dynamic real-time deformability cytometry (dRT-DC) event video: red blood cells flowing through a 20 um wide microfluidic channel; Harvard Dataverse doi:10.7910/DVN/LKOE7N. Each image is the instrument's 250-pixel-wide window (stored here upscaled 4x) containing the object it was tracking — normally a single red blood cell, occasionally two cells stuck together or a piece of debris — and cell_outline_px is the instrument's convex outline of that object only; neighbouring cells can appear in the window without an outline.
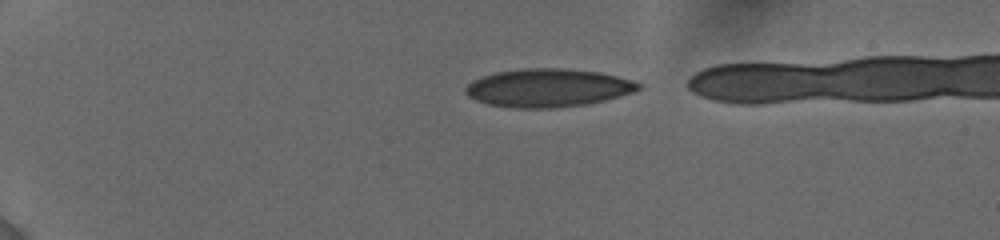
{"species": "human", "species_latin": "Homo sapiens", "temperature_condition": "cold", "stored_images_in_passage": 7, "segment_of_instrument_passage": [1, 2], "camera_frame_rate_fps": 3000, "um_per_image_px": 0.085, "donor": {"sex": "female"}, "frame": {"image": 1, "passage_image": 1, "time_ms": 0.0, "image_size_px": [1000, 240], "cell_outline_px": [[640, 88], [636, 92], [604, 100], [584, 104], [552, 108], [508, 108], [488, 104], [476, 100], [468, 96], [464, 92], [464, 88], [472, 80], [496, 72], [524, 68], [560, 68], [596, 72], [616, 76], [640, 84]], "centroid_in_image_um": [46.51, 7.48], "position_along_channel_um": 38.5, "area_um2": 38.26}}
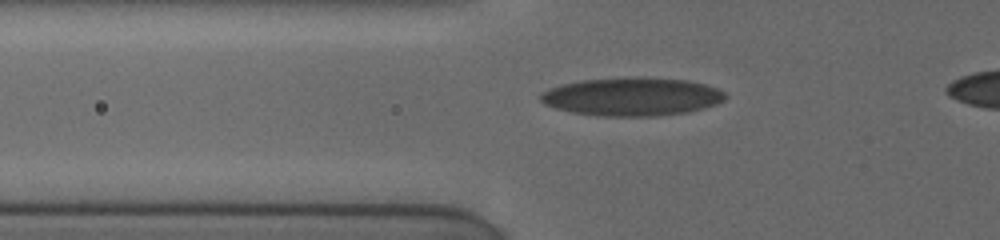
{"frame": {"image": 2, "passage_image": 5, "time_ms": 2.667, "image_size_px": [1000, 240], "cell_outline_px": [[728, 96], [724, 100], [716, 104], [704, 108], [688, 112], [656, 116], [604, 116], [572, 112], [556, 108], [544, 104], [540, 100], [540, 92], [564, 84], [584, 80], [640, 76], [688, 80], [704, 84], [716, 88], [724, 92]], "centroid_in_image_um": [53.75, 8.21], "position_along_channel_um": 72.0, "area_um2": 41.21}}